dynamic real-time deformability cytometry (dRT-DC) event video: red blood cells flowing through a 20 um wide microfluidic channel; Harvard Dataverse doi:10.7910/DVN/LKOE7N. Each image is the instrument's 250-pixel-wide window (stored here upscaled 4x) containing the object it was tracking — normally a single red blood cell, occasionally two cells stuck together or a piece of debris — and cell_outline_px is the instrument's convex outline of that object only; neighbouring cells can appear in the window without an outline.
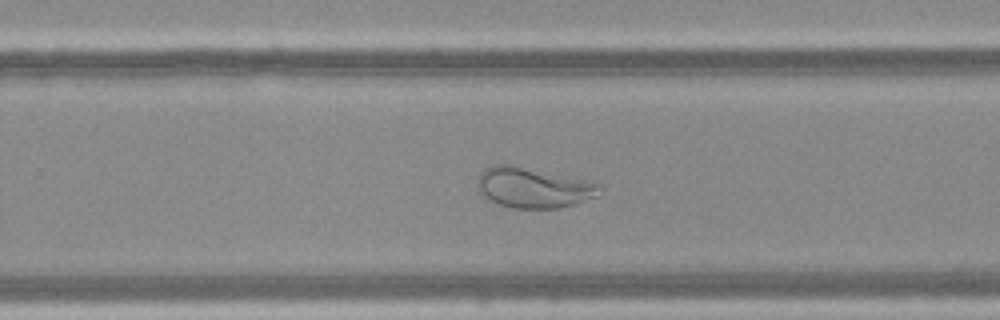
{"species": "Egyptian fruit bat (a non-hibernating species)", "species_latin": "Rousettus aegyptiacus", "temperature_condition": "warm", "stored_images_in_passage": 45, "camera_frame_rate_fps": 3000, "um_per_image_px": 0.085, "frame": {"image": 1, "passage_image": 26, "time_ms": 8.333, "image_size_px": [1000, 320], "cell_outline_px": [[604, 188], [596, 196], [572, 204], [556, 208], [512, 208], [496, 204], [488, 200], [476, 188], [476, 180], [480, 172], [492, 164], [512, 164], [604, 184]], "centroid_in_image_um": [45.29, 15.94], "position_along_channel_um": 284.5, "area_um2": 29.02}}